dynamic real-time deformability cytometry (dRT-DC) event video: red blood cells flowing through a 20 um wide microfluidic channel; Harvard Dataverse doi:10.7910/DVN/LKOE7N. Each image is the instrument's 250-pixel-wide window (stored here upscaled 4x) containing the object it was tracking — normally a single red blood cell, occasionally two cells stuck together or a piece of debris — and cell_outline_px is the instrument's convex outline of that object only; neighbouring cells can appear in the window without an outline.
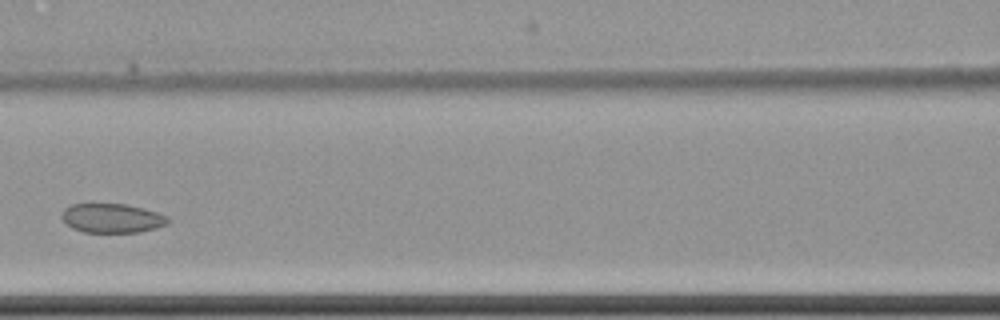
{"species": "common noctule bat (a hibernating species)", "species_latin": "Nyctalus noctula", "temperature_condition": "cold", "stored_images_in_passage": 4, "camera_frame_rate_fps": 3000, "um_per_image_px": 0.085, "animal": {"sex": "female", "body_mass_g": 22.7, "forearm_length_mm": 54.2}, "frame": {"image": 1, "passage_image": 4, "time_ms": 3.667, "image_size_px": [1000, 320], "cell_outline_px": [[168, 224], [156, 228], [140, 232], [84, 232], [72, 228], [60, 216], [64, 208], [72, 204], [128, 204], [144, 208], [168, 216]], "centroid_in_image_um": [9.53, 18.54], "position_along_channel_um": 157.1, "area_um2": 18.09}}